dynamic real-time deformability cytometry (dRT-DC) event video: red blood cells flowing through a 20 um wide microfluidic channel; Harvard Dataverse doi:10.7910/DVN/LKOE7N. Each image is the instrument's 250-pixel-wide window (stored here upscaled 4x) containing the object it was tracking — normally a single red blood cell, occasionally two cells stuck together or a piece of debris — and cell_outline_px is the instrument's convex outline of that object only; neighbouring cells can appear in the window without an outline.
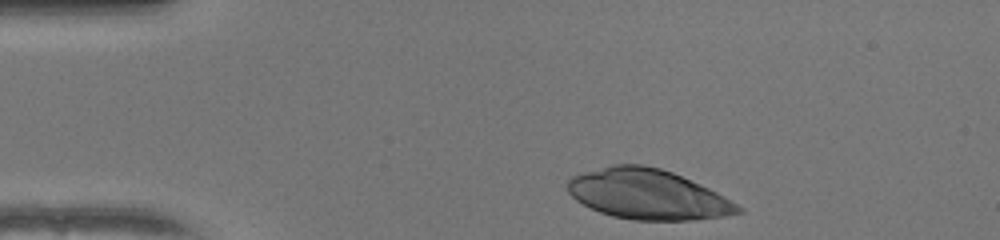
{"species": "human", "species_latin": "Homo sapiens", "temperature_condition": "warm", "stored_images_in_passage": 35, "camera_frame_rate_fps": 3000, "um_per_image_px": 0.085, "donor": {"sex": "female"}, "frame": {"image": 1, "passage_image": 1, "time_ms": 0.0, "image_size_px": [1000, 240], "cell_outline_px": [[744, 212], [724, 216], [696, 220], [632, 220], [612, 216], [600, 212], [576, 200], [568, 192], [564, 184], [572, 176], [584, 172], [612, 164], [640, 164], [660, 168], [672, 172], [700, 184], [724, 196], [744, 208]], "centroid_in_image_um": [55.05, 16.52], "position_along_channel_um": 29.9, "area_um2": 49.77}}
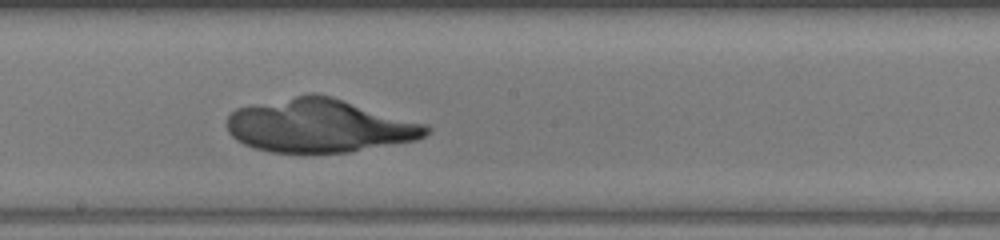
{"frame": {"image": 2, "passage_image": 20, "time_ms": 6.333, "image_size_px": [1000, 240], "cell_outline_px": [[432, 132], [416, 140], [348, 152], [272, 152], [256, 148], [244, 144], [236, 140], [228, 132], [228, 116], [236, 108], [312, 92], [332, 96], [428, 124], [432, 128]], "centroid_in_image_um": [27.2, 10.67], "position_along_channel_um": 221.0, "area_um2": 62.08}}
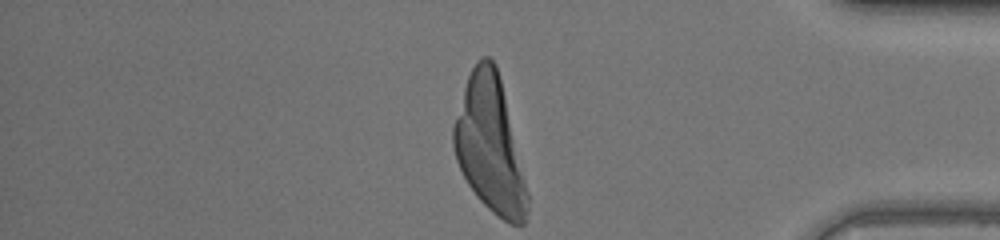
{"frame": {"image": 3, "passage_image": 35, "time_ms": 11.333, "image_size_px": [1000, 240], "cell_outline_px": [[528, 212], [524, 224], [508, 224], [496, 216], [476, 196], [468, 184], [456, 160], [452, 144], [452, 128], [464, 88], [468, 76], [476, 60], [484, 56], [488, 56], [496, 64], [528, 192]], "centroid_in_image_um": [41.62, 12.35], "position_along_channel_um": 393.6, "area_um2": 57.63}}